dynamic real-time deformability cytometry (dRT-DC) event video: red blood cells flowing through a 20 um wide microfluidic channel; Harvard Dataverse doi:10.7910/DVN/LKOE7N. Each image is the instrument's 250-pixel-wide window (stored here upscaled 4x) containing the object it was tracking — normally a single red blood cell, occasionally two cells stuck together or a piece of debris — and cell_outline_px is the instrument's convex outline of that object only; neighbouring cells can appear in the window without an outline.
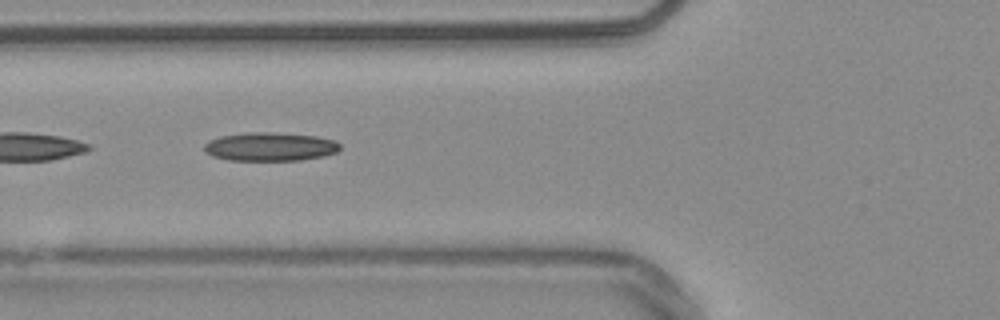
{"species": "common noctule bat (a hibernating species)", "species_latin": "Nyctalus noctula", "temperature_condition": "warm", "stored_images_in_passage": 53, "camera_frame_rate_fps": 3000, "um_per_image_px": 0.085, "animal": {"sex": "male", "body_mass_g": 20.4}, "frame": {"image": 1, "passage_image": 20, "time_ms": 6.333, "image_size_px": [1000, 320], "cell_outline_px": [[340, 148], [336, 152], [324, 156], [300, 160], [228, 160], [212, 156], [204, 148], [204, 144], [208, 140], [220, 136], [244, 132], [268, 132], [316, 136], [336, 140], [340, 144]], "centroid_in_image_um": [22.96, 12.46], "position_along_channel_um": 102.8, "area_um2": 22.66}}
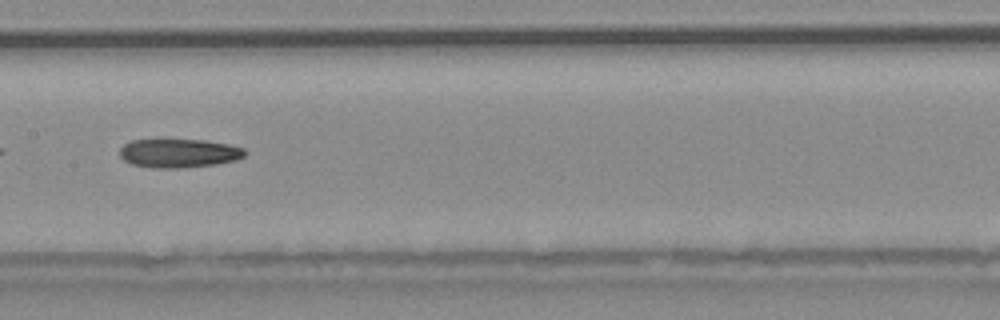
{"frame": {"image": 2, "passage_image": 27, "time_ms": 8.667, "image_size_px": [1000, 320], "cell_outline_px": [[248, 152], [244, 156], [236, 160], [216, 164], [176, 168], [152, 168], [132, 164], [124, 160], [120, 156], [120, 148], [124, 144], [132, 140], [204, 140], [228, 144], [244, 148]], "centroid_in_image_um": [15.21, 13.02], "position_along_channel_um": 192.2, "area_um2": 20.92}}